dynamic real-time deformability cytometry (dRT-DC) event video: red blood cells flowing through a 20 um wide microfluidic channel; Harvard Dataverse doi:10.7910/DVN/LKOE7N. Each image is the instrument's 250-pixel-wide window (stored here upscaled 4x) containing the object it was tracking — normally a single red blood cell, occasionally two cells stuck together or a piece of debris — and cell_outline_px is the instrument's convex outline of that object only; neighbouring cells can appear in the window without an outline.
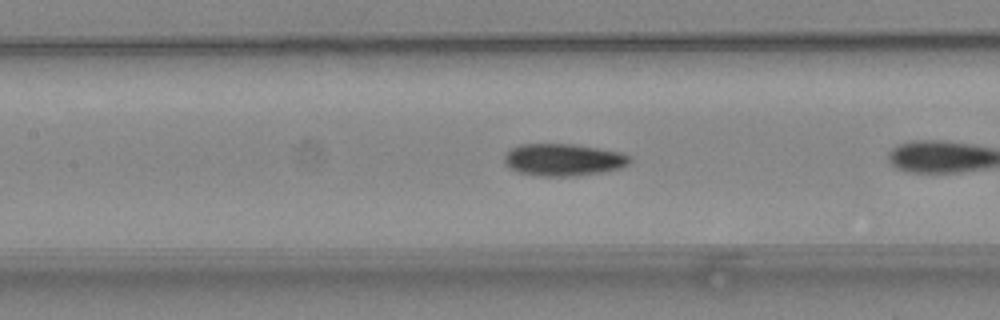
{"species": "common noctule bat (a hibernating species)", "species_latin": "Nyctalus noctula", "temperature_condition": "warm", "stored_images_in_passage": 6, "camera_frame_rate_fps": 3000, "um_per_image_px": 0.085, "animal": {"sex": "female", "body_mass_g": 24.6, "forearm_length_mm": 56.2}, "frame": {"image": 1, "passage_image": 4, "time_ms": 1.0, "image_size_px": [1000, 320], "cell_outline_px": [[632, 160], [628, 164], [620, 168], [600, 172], [576, 176], [540, 176], [516, 172], [508, 168], [504, 160], [504, 156], [512, 148], [520, 144], [572, 144], [620, 152], [628, 156]], "centroid_in_image_um": [47.84, 13.59], "position_along_channel_um": 159.6, "area_um2": 23.41}}